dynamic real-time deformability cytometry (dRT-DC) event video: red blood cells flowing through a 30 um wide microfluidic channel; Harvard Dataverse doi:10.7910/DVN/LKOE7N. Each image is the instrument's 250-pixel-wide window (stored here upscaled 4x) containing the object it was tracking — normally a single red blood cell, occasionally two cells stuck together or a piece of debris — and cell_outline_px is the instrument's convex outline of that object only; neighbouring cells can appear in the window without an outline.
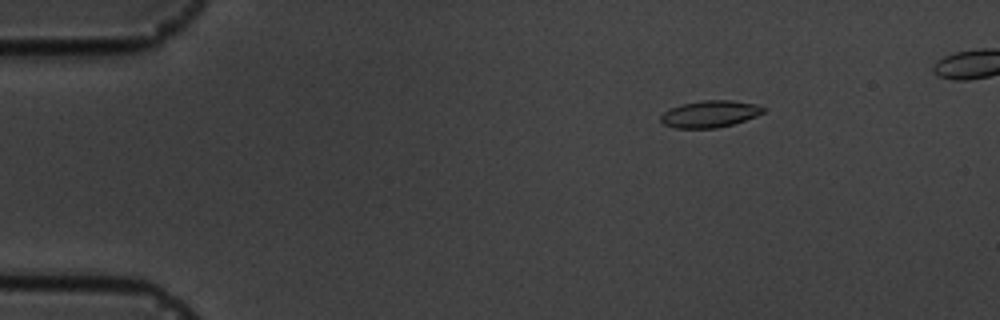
{"species": "common noctule bat (a hibernating species)", "species_latin": "Nyctalus noctula", "temperature_condition": "cold", "stored_images_in_passage": 10, "camera_frame_rate_fps": 3000, "um_per_image_px": 0.085, "animal": {"sex": "male", "body_mass_g": 19.5, "forearm_length_mm": 54.6}, "frame": {"image": 1, "passage_image": 2, "time_ms": 1.333, "image_size_px": [1000, 320], "cell_outline_px": [[768, 108], [764, 112], [756, 116], [732, 124], [716, 128], [676, 128], [664, 124], [660, 120], [660, 116], [664, 112], [680, 104], [704, 100], [732, 100], [760, 104]], "centroid_in_image_um": [60.39, 9.67], "position_along_channel_um": 24.6, "area_um2": 16.13}}
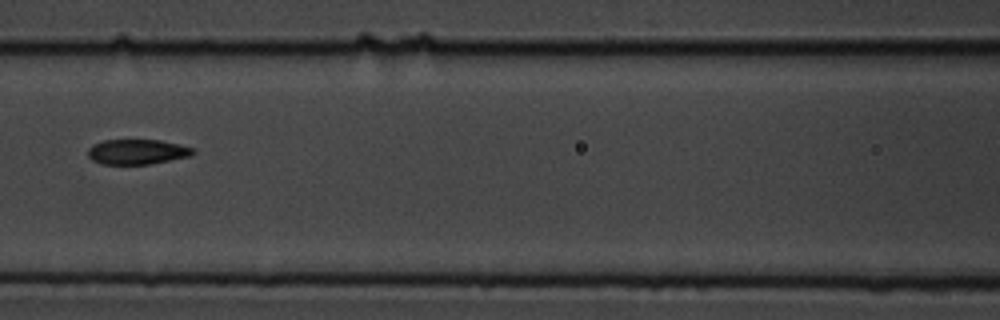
{"frame": {"image": 2, "passage_image": 7, "time_ms": 7.0, "image_size_px": [1000, 320], "cell_outline_px": [[196, 152], [192, 156], [148, 164], [104, 164], [92, 160], [88, 156], [88, 148], [92, 144], [104, 140], [160, 140], [192, 148]], "centroid_in_image_um": [11.64, 12.9], "position_along_channel_um": 155.0, "area_um2": 15.26}}
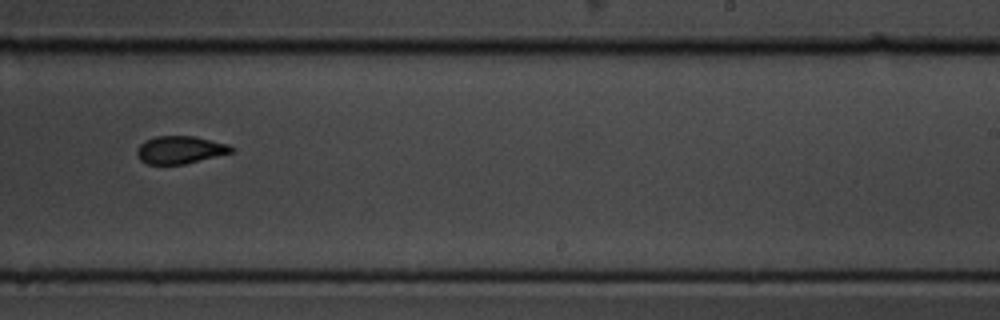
{"frame": {"image": 3, "passage_image": 10, "time_ms": 10.333, "image_size_px": [1000, 320], "cell_outline_px": [[236, 148], [232, 152], [184, 164], [148, 164], [140, 160], [136, 156], [136, 148], [144, 140], [156, 136], [192, 136], [228, 144]], "centroid_in_image_um": [15.26, 12.73], "position_along_channel_um": 273.7, "area_um2": 15.2}}